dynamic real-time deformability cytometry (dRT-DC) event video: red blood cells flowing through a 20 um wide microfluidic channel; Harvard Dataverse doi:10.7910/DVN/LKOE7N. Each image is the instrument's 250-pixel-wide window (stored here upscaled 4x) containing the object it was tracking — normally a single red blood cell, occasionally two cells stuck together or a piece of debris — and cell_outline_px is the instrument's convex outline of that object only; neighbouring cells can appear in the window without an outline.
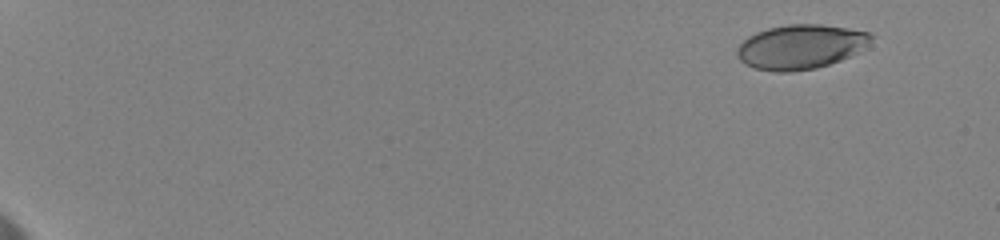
{"species": "human", "species_latin": "Homo sapiens", "temperature_condition": "cold", "stored_images_in_passage": 11, "camera_frame_rate_fps": 3000, "um_per_image_px": 0.085, "donor": {"sex": "female"}, "frame": {"image": 1, "passage_image": 1, "time_ms": 0.0, "image_size_px": [1000, 240], "cell_outline_px": [[876, 36], [856, 52], [840, 60], [816, 68], [792, 72], [776, 72], [756, 68], [744, 64], [736, 56], [736, 48], [748, 36], [756, 32], [768, 28], [788, 24], [820, 24], [848, 28], [868, 32]], "centroid_in_image_um": [68.01, 3.97], "position_along_channel_um": 17.0, "area_um2": 34.62}}
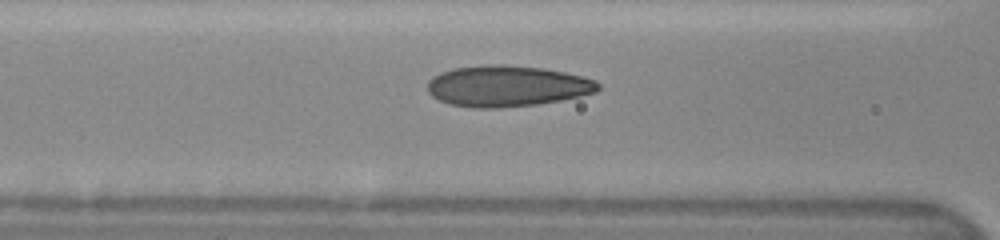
{"frame": {"image": 2, "passage_image": 10, "time_ms": 8.0, "image_size_px": [1000, 240], "cell_outline_px": [[600, 88], [596, 92], [580, 96], [560, 100], [536, 104], [496, 108], [472, 108], [448, 104], [432, 96], [428, 92], [428, 80], [432, 76], [440, 72], [452, 68], [492, 64], [504, 64], [544, 68], [564, 72], [596, 80], [600, 84]], "centroid_in_image_um": [43.07, 7.31], "position_along_channel_um": 123.5, "area_um2": 40.98}}
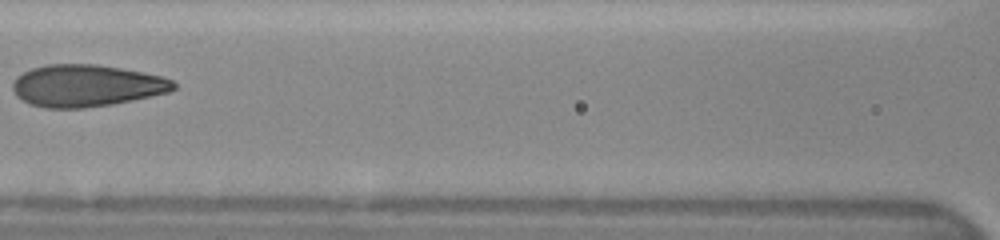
{"frame": {"image": 3, "passage_image": 11, "time_ms": 9.0, "image_size_px": [1000, 240], "cell_outline_px": [[176, 88], [168, 92], [112, 104], [84, 108], [44, 108], [32, 104], [16, 96], [12, 88], [12, 84], [16, 76], [32, 68], [48, 64], [96, 64], [120, 68], [160, 76], [172, 80], [176, 84]], "centroid_in_image_um": [7.31, 7.28], "position_along_channel_um": 159.3, "area_um2": 39.07}}